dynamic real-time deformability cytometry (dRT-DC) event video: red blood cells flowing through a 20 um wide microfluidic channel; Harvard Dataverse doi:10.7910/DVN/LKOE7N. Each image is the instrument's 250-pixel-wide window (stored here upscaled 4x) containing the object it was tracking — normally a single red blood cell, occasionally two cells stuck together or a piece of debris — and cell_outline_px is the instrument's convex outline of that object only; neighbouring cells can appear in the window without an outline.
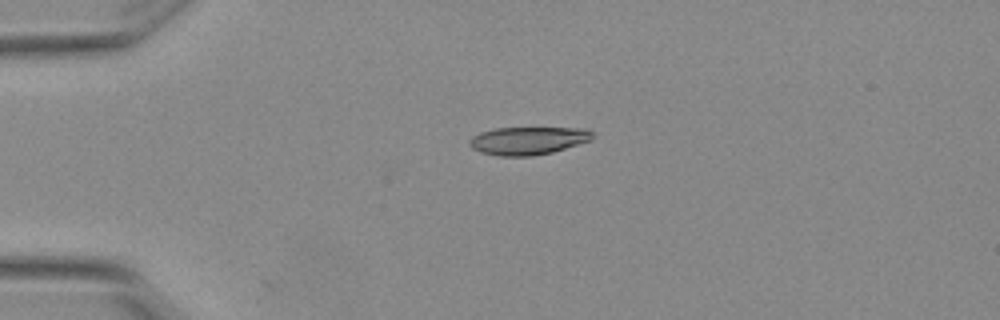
{"species": "Egyptian fruit bat (a non-hibernating species)", "species_latin": "Rousettus aegyptiacus", "temperature_condition": "warm", "stored_images_in_passage": 3, "camera_frame_rate_fps": 3000, "um_per_image_px": 0.085, "animal": {"sex": "female"}, "frame": {"image": 1, "passage_image": 2, "time_ms": 0.333, "image_size_px": [1000, 320], "cell_outline_px": [[592, 140], [552, 152], [532, 156], [500, 156], [480, 152], [472, 148], [468, 144], [468, 140], [472, 136], [480, 132], [496, 128], [584, 128], [592, 132]], "centroid_in_image_um": [44.84, 11.95], "position_along_channel_um": 40.2, "area_um2": 20.0}}